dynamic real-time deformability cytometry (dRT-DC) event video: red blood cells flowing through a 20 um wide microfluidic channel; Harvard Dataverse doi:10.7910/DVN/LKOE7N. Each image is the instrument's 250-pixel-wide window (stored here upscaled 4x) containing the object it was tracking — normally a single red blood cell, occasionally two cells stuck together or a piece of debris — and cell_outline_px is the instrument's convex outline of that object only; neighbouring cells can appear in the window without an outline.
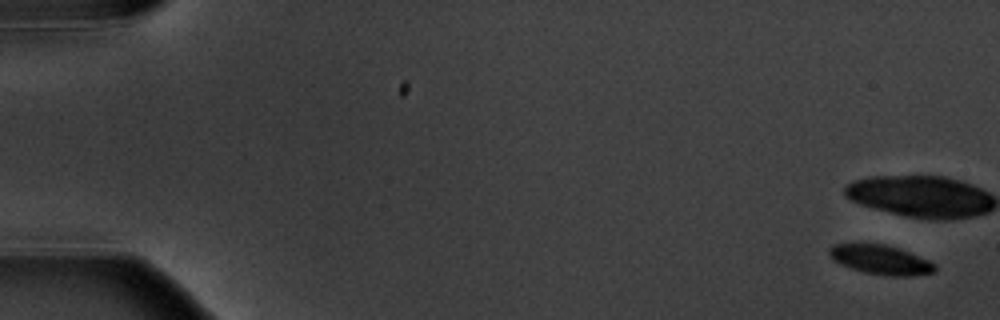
{"species": "common noctule bat (a hibernating species)", "species_latin": "Nyctalus noctula", "temperature_condition": "warm", "stored_images_in_passage": 8, "segment_of_instrument_passage": [1, 2], "camera_frame_rate_fps": 3000, "um_per_image_px": 0.085, "animal": {"sex": "male", "body_mass_g": 20.1, "forearm_length_mm": 53.5}, "frame": {"image": 1, "passage_image": 1, "time_ms": 0.0, "image_size_px": [1000, 320], "cell_outline_px": [[936, 272], [912, 276], [888, 276], [864, 272], [840, 264], [832, 260], [828, 256], [828, 248], [832, 244], [884, 244], [908, 252], [928, 260], [936, 264]], "centroid_in_image_um": [74.83, 22.09], "position_along_channel_um": 10.2, "area_um2": 18.03}}